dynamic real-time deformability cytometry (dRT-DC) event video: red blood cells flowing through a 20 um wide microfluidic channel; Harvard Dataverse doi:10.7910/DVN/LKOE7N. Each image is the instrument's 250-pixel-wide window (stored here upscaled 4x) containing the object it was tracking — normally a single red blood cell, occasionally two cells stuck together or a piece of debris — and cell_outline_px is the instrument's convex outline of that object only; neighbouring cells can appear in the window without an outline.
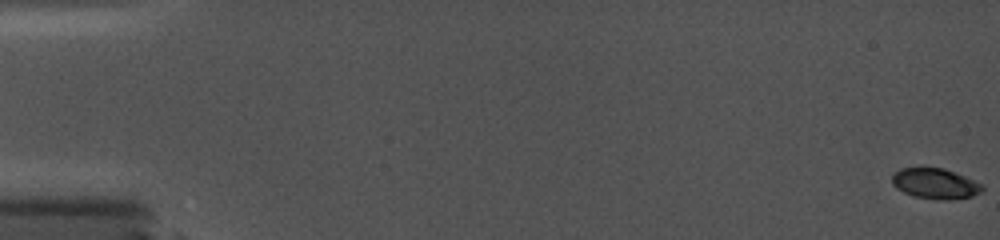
{"species": "common noctule bat (a hibernating species)", "species_latin": "Nyctalus noctula", "temperature_condition": "cold", "stored_images_in_passage": 35, "camera_frame_rate_fps": 5000, "um_per_image_px": 0.085, "animal": {"sex": "female", "body_mass_g": 19.0, "forearm_length_mm": 56.7}, "frame": {"image": 1, "passage_image": 1, "time_ms": 0.0, "image_size_px": [1000, 240], "cell_outline_px": [[984, 188], [980, 192], [972, 196], [948, 200], [936, 200], [912, 196], [896, 188], [892, 184], [892, 172], [900, 168], [944, 168], [964, 176], [980, 184]], "centroid_in_image_um": [79.43, 15.61], "position_along_channel_um": 5.6, "area_um2": 16.01}}
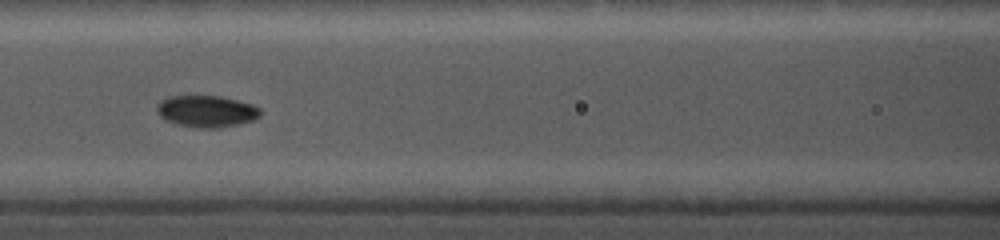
{"frame": {"image": 2, "passage_image": 21, "time_ms": 8.4, "image_size_px": [1000, 240], "cell_outline_px": [[260, 116], [252, 120], [236, 124], [216, 128], [200, 128], [176, 124], [164, 120], [156, 112], [156, 104], [160, 100], [168, 96], [220, 96], [252, 104], [260, 108]], "centroid_in_image_um": [17.49, 9.45], "position_along_channel_um": 149.1, "area_um2": 19.13}}
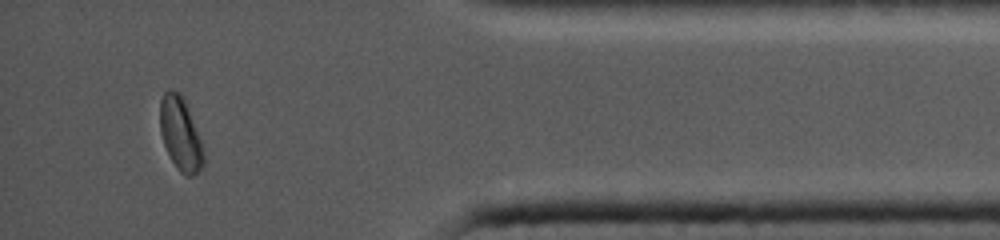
{"frame": {"image": 3, "passage_image": 34, "time_ms": 16.0, "image_size_px": [1000, 240], "cell_outline_px": [[204, 164], [192, 176], [184, 176], [176, 168], [164, 144], [160, 132], [160, 100], [164, 92], [168, 88], [172, 88], [184, 100], [188, 108], [200, 136], [204, 156]], "centroid_in_image_um": [15.33, 11.39], "position_along_channel_um": 419.9, "area_um2": 18.5}}